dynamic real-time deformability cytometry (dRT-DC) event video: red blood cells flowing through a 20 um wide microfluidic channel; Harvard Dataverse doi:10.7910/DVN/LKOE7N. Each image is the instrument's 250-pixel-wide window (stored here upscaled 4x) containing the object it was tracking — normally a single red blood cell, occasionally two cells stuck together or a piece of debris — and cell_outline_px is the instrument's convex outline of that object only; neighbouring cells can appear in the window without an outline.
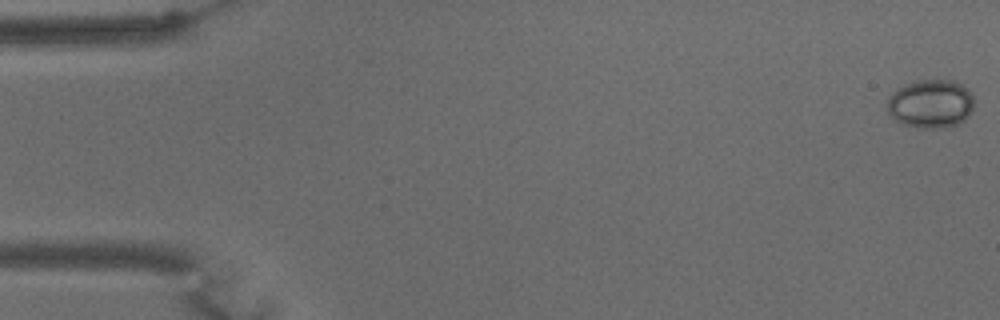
{"species": "common noctule bat (a hibernating species)", "species_latin": "Nyctalus noctula", "temperature_condition": "warm", "stored_images_in_passage": 60, "camera_frame_rate_fps": 3000, "um_per_image_px": 0.085, "animal": {"sex": "male", "body_mass_g": 15.6}, "frame": {"image": 1, "passage_image": 1, "time_ms": 0.0, "image_size_px": [1000, 320], "cell_outline_px": [[972, 108], [968, 116], [960, 124], [940, 128], [920, 128], [904, 124], [896, 120], [888, 112], [888, 100], [892, 92], [904, 84], [916, 80], [952, 80], [964, 84], [972, 96]], "centroid_in_image_um": [79.11, 8.81], "position_along_channel_um": 5.9, "area_um2": 24.57}}
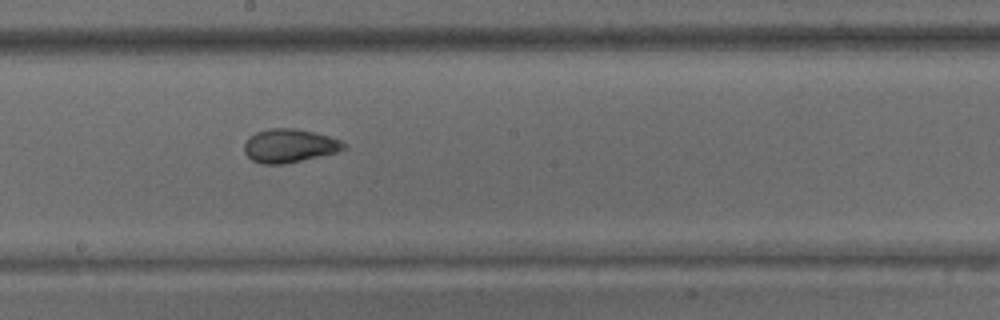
{"frame": {"image": 2, "passage_image": 33, "time_ms": 10.667, "image_size_px": [1000, 320], "cell_outline_px": [[348, 148], [336, 152], [320, 156], [284, 164], [260, 164], [252, 160], [244, 152], [244, 144], [248, 136], [256, 132], [268, 128], [292, 128], [312, 132], [328, 136], [340, 140], [348, 144]], "centroid_in_image_um": [24.58, 12.39], "position_along_channel_um": 223.6, "area_um2": 19.54}}
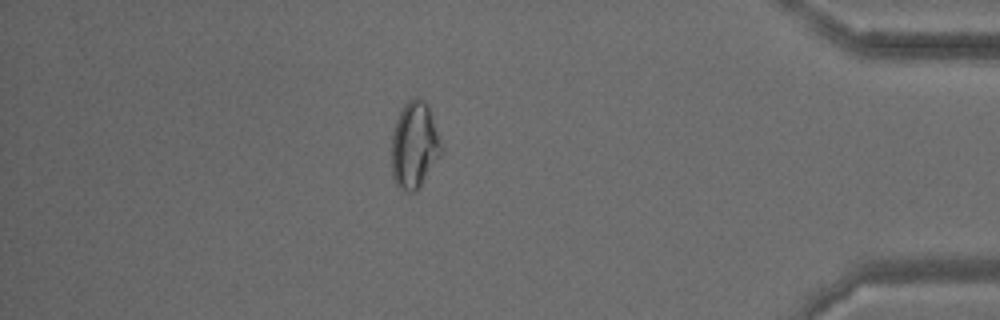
{"frame": {"image": 3, "passage_image": 52, "time_ms": 17.0, "image_size_px": [1000, 320], "cell_outline_px": [[444, 152], [416, 192], [408, 192], [400, 188], [396, 184], [392, 176], [392, 132], [396, 120], [404, 104], [412, 96], [416, 96], [424, 100], [428, 104], [444, 148]], "centroid_in_image_um": [35.25, 12.33], "position_along_channel_um": 399.9, "area_um2": 25.61}, "authors_computed_cell_mechanics": {"area_um2": 21.386, "velocity_mm_per_s": 3.4101, "shape_relaxation_time_tau1_ms": null, "shape_relaxation_time_tau2_ms": 1.8085, "deformation_change_tau1": null, "deformation_change_tau2": 0.0657}}